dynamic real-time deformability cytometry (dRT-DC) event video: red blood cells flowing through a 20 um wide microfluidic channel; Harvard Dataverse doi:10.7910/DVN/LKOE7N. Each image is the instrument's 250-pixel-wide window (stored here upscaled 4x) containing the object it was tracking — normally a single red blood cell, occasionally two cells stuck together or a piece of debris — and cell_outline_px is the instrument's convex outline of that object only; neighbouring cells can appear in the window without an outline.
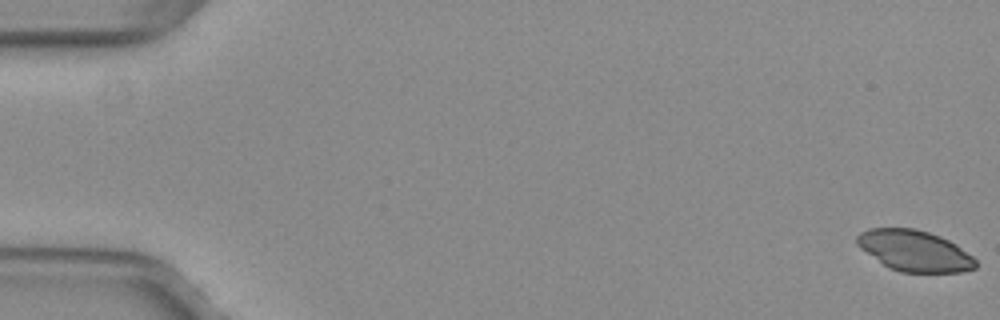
{"species": "common noctule bat (a hibernating species)", "species_latin": "Nyctalus noctula", "temperature_condition": "warm", "stored_images_in_passage": 53, "camera_frame_rate_fps": 3000, "um_per_image_px": 0.085, "animal": {"sex": "female", "body_mass_g": 29.2, "forearm_length_mm": 56.3}, "frame": {"image": 1, "passage_image": 1, "time_ms": 0.0, "image_size_px": [1000, 320], "cell_outline_px": [[976, 268], [964, 272], [900, 272], [888, 268], [860, 248], [856, 244], [856, 236], [860, 232], [868, 228], [916, 228], [940, 236], [956, 244], [972, 256], [976, 260]], "centroid_in_image_um": [77.72, 21.31], "position_along_channel_um": 7.3, "area_um2": 28.44}}
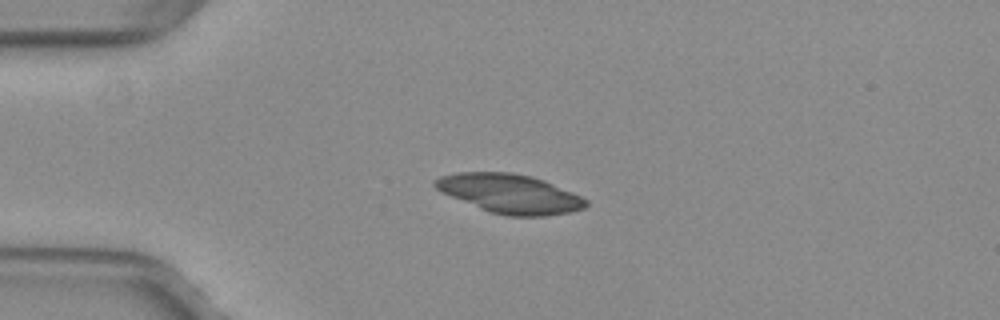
{"frame": {"image": 2, "passage_image": 14, "time_ms": 4.333, "image_size_px": [1000, 320], "cell_outline_px": [[588, 204], [584, 208], [572, 212], [544, 216], [508, 216], [488, 212], [440, 192], [432, 184], [432, 180], [440, 176], [456, 172], [512, 172], [532, 176], [544, 180], [572, 192], [588, 200]], "centroid_in_image_um": [43.3, 16.46], "position_along_channel_um": 41.7, "area_um2": 34.62}}